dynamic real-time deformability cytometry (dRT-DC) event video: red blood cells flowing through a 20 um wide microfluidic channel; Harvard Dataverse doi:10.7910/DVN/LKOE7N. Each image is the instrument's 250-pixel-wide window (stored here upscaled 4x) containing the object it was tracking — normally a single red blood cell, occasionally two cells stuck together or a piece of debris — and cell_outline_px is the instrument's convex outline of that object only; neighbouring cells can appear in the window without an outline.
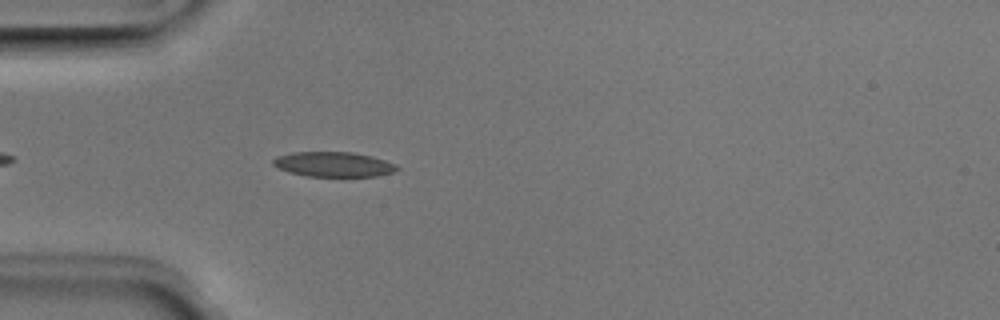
{"species": "Egyptian fruit bat (a non-hibernating species)", "species_latin": "Rousettus aegyptiacus", "temperature_condition": "room temperature", "stored_images_in_passage": 23, "camera_frame_rate_fps": 3000, "um_per_image_px": 0.085, "animal": {"sex": "male"}, "frame": {"image": 1, "passage_image": 4, "time_ms": 1.0, "image_size_px": [1000, 320], "cell_outline_px": [[400, 168], [392, 172], [376, 176], [344, 180], [304, 176], [288, 172], [272, 164], [272, 160], [276, 156], [292, 152], [352, 152], [372, 156], [396, 164]], "centroid_in_image_um": [28.36, 14.02], "position_along_channel_um": 56.6, "area_um2": 19.02}}
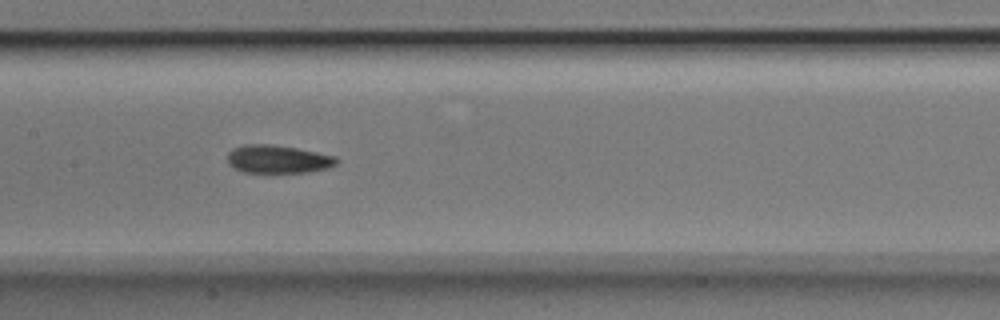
{"frame": {"image": 2, "passage_image": 14, "time_ms": 4.333, "image_size_px": [1000, 320], "cell_outline_px": [[340, 160], [336, 164], [328, 168], [308, 172], [244, 172], [228, 164], [228, 152], [232, 148], [244, 144], [272, 144], [296, 148], [336, 156]], "centroid_in_image_um": [23.63, 13.52], "position_along_channel_um": 183.8, "area_um2": 17.86}}
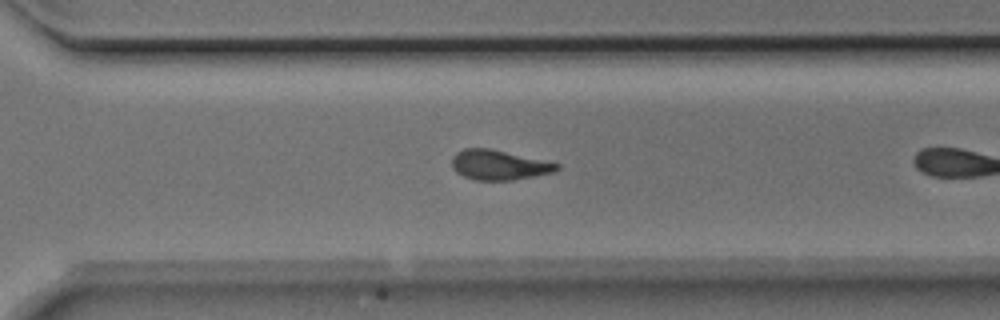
{"frame": {"image": 3, "passage_image": 22, "time_ms": 7.0, "image_size_px": [1000, 320], "cell_outline_px": [[560, 168], [556, 172], [512, 180], [476, 180], [464, 176], [456, 172], [452, 168], [452, 156], [456, 152], [464, 148], [488, 148], [560, 164]], "centroid_in_image_um": [42.39, 14.02], "position_along_channel_um": 328.2, "area_um2": 18.15}}